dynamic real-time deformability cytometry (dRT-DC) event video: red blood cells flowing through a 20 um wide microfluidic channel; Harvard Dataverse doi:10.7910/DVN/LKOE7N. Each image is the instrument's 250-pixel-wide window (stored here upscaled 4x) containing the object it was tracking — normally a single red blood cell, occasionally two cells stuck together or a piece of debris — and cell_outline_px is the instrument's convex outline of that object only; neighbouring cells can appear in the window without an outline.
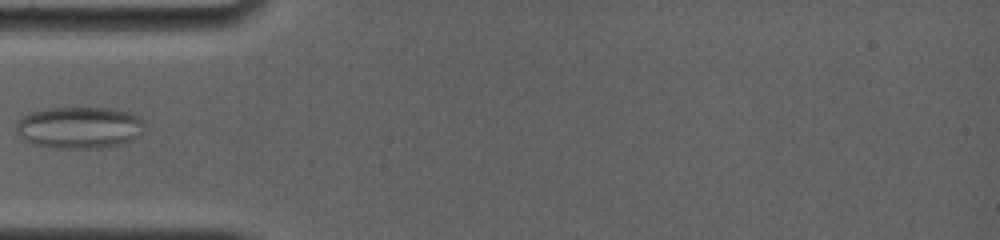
{"species": "common noctule bat (a hibernating species)", "species_latin": "Nyctalus noctula", "temperature_condition": "room temperature", "stored_images_in_passage": 27, "camera_frame_rate_fps": 4000, "um_per_image_px": 0.085, "animal": {"sex": "female", "body_mass_g": 19.0, "forearm_length_mm": 56.7}, "frame": {"image": 1, "passage_image": 1, "time_ms": 0.0, "image_size_px": [1000, 240], "cell_outline_px": [[144, 124], [140, 136], [116, 144], [96, 148], [56, 148], [32, 144], [24, 140], [16, 132], [16, 120], [32, 112], [48, 108], [112, 108], [128, 112], [140, 116]], "centroid_in_image_um": [6.71, 10.83], "position_along_channel_um": 78.3, "area_um2": 31.15}}
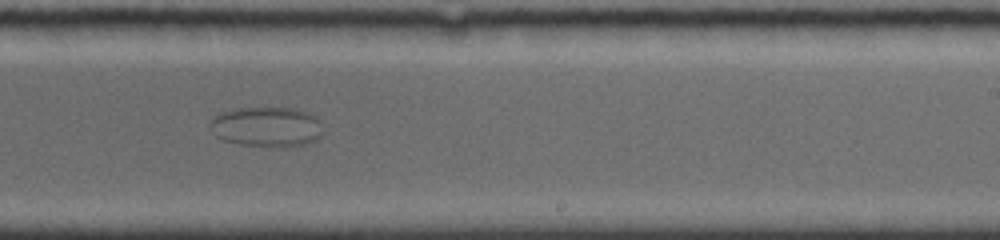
{"frame": {"image": 2, "passage_image": 11, "time_ms": 5.5, "image_size_px": [1000, 240], "cell_outline_px": [[320, 136], [316, 140], [304, 144], [284, 148], [240, 144], [224, 140], [216, 136], [208, 124], [212, 116], [220, 112], [236, 108], [292, 108], [316, 116], [320, 132]], "centroid_in_image_um": [22.6, 10.78], "position_along_channel_um": 266.4, "area_um2": 26.24}}
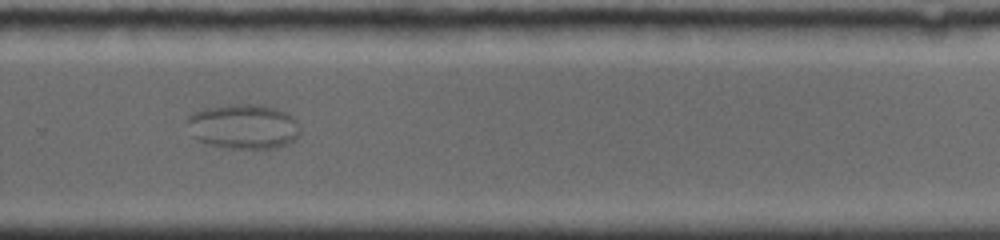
{"frame": {"image": 3, "passage_image": 14, "time_ms": 6.75, "image_size_px": [1000, 240], "cell_outline_px": [[300, 132], [296, 140], [288, 144], [272, 148], [228, 148], [212, 144], [200, 140], [192, 136], [188, 124], [188, 116], [192, 112], [204, 108], [228, 104], [260, 104], [288, 112], [296, 120], [300, 128]], "centroid_in_image_um": [20.73, 10.73], "position_along_channel_um": 309.1, "area_um2": 29.59}}